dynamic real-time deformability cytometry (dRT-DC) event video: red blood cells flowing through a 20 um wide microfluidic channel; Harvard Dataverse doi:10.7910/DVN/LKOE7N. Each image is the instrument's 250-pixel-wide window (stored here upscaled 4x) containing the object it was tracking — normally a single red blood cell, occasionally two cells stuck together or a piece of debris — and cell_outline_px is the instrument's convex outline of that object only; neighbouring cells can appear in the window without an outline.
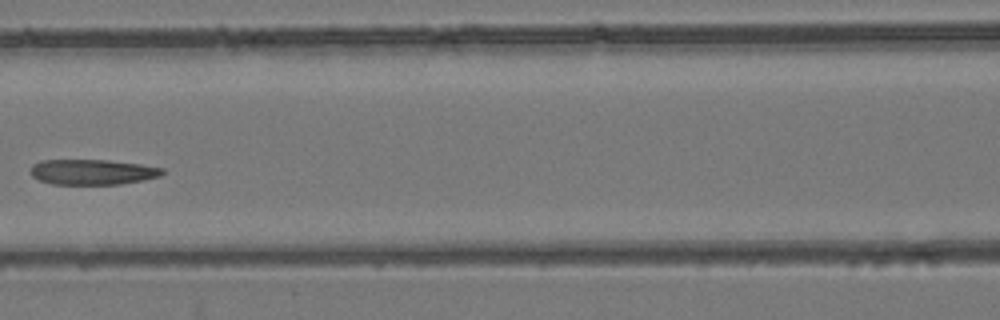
{"species": "common noctule bat (a hibernating species)", "species_latin": "Nyctalus noctula", "temperature_condition": "room temperature", "stored_images_in_passage": 7, "camera_frame_rate_fps": 3000, "um_per_image_px": 0.085, "animal": {"sex": "female", "body_mass_g": 24.6, "forearm_length_mm": 56.2}, "frame": {"image": 1, "passage_image": 6, "time_ms": 1.667, "image_size_px": [1000, 320], "cell_outline_px": [[164, 172], [160, 176], [144, 180], [120, 184], [52, 184], [40, 180], [32, 176], [32, 164], [40, 160], [108, 160], [140, 164], [164, 168]], "centroid_in_image_um": [7.88, 14.61], "position_along_channel_um": 158.7, "area_um2": 19.42}}
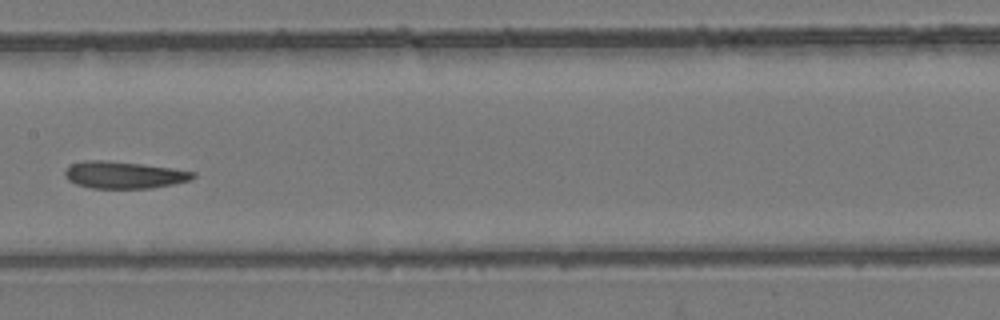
{"frame": {"image": 2, "passage_image": 7, "time_ms": 2.0, "image_size_px": [1000, 320], "cell_outline_px": [[196, 176], [188, 180], [172, 184], [152, 188], [92, 188], [76, 184], [68, 180], [64, 176], [64, 172], [72, 164], [84, 160], [104, 160], [140, 164], [172, 168], [196, 172]], "centroid_in_image_um": [10.52, 14.87], "position_along_channel_um": 196.9, "area_um2": 20.0}}